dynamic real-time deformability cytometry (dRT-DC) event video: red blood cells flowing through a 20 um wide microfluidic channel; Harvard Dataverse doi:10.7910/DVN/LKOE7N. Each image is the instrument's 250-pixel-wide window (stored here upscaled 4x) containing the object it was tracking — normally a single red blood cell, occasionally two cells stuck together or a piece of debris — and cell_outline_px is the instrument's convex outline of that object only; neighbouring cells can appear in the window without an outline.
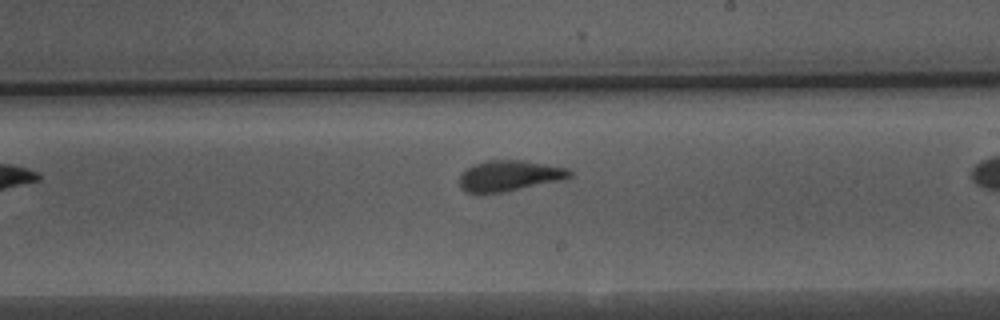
{"species": "Egyptian fruit bat (a non-hibernating species)", "species_latin": "Rousettus aegyptiacus", "temperature_condition": "warm", "stored_images_in_passage": 19, "camera_frame_rate_fps": 3000, "um_per_image_px": 0.085, "animal": {"sex": "male"}, "frame": {"image": 1, "passage_image": 11, "time_ms": 3.333, "image_size_px": [1000, 320], "cell_outline_px": [[572, 176], [564, 180], [504, 192], [476, 196], [464, 192], [460, 188], [460, 176], [468, 168], [476, 164], [488, 160], [524, 160], [568, 168], [572, 172]], "centroid_in_image_um": [43.28, 14.98], "position_along_channel_um": 245.7, "area_um2": 20.23}}
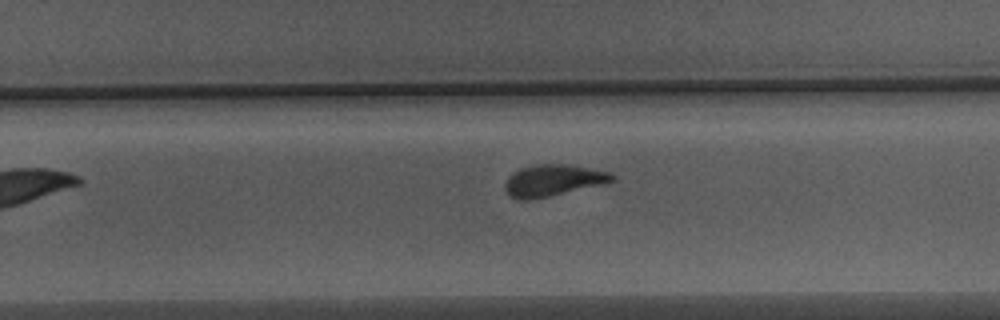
{"frame": {"image": 2, "passage_image": 14, "time_ms": 4.333, "image_size_px": [1000, 320], "cell_outline_px": [[616, 180], [548, 196], [528, 200], [520, 200], [512, 196], [504, 188], [504, 184], [508, 176], [512, 172], [520, 168], [536, 164], [564, 164], [608, 172], [616, 176]], "centroid_in_image_um": [46.94, 15.32], "position_along_channel_um": 282.9, "area_um2": 19.19}}